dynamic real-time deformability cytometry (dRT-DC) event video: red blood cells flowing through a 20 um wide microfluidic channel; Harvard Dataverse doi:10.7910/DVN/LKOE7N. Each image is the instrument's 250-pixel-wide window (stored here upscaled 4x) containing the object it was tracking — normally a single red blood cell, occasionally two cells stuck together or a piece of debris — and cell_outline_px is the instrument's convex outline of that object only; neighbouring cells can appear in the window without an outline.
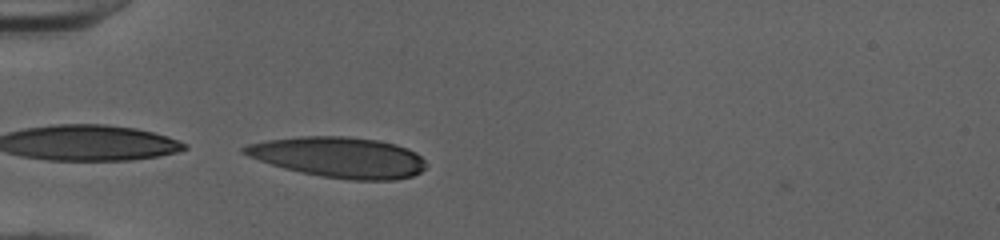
{"species": "human", "species_latin": "Homo sapiens", "temperature_condition": "cold", "stored_images_in_passage": 6, "camera_frame_rate_fps": 3000, "um_per_image_px": 0.085, "donor": {"sex": "female"}, "frame": {"image": 1, "passage_image": 6, "time_ms": 1.667, "image_size_px": [1000, 240], "cell_outline_px": [[424, 168], [420, 172], [412, 176], [396, 180], [348, 180], [320, 176], [300, 172], [284, 168], [248, 156], [240, 152], [240, 148], [248, 144], [268, 140], [300, 136], [348, 136], [380, 140], [396, 144], [408, 148], [416, 152], [424, 160]], "centroid_in_image_um": [28.82, 13.36], "position_along_channel_um": 56.2, "area_um2": 43.12}}